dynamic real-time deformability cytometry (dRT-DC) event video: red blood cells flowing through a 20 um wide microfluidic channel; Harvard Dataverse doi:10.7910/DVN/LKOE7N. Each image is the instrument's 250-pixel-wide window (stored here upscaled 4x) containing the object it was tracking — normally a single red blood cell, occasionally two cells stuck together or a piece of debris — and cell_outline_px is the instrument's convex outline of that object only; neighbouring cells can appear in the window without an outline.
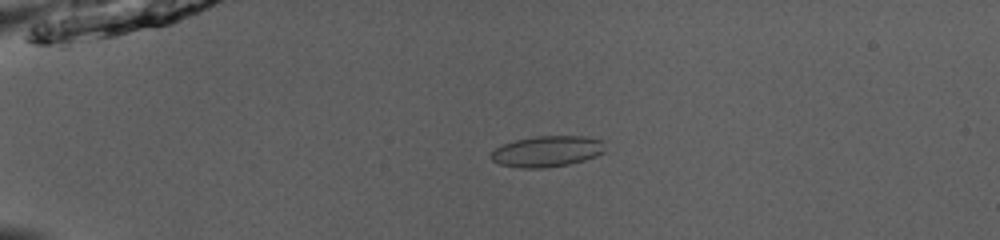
{"species": "common noctule bat (a hibernating species)", "species_latin": "Nyctalus noctula", "temperature_condition": "room temperature", "stored_images_in_passage": 53, "camera_frame_rate_fps": 3000, "um_per_image_px": 0.085, "animal": {"sex": "male", "body_mass_g": 13.0, "forearm_length_mm": 53.1}, "frame": {"image": 1, "passage_image": 14, "time_ms": 4.333, "image_size_px": [1000, 240], "cell_outline_px": [[604, 152], [596, 156], [584, 160], [568, 164], [544, 168], [520, 168], [500, 164], [492, 160], [488, 156], [496, 148], [504, 144], [516, 140], [536, 136], [584, 136], [600, 140], [604, 148]], "centroid_in_image_um": [46.47, 12.87], "position_along_channel_um": 38.5, "area_um2": 20.4}}
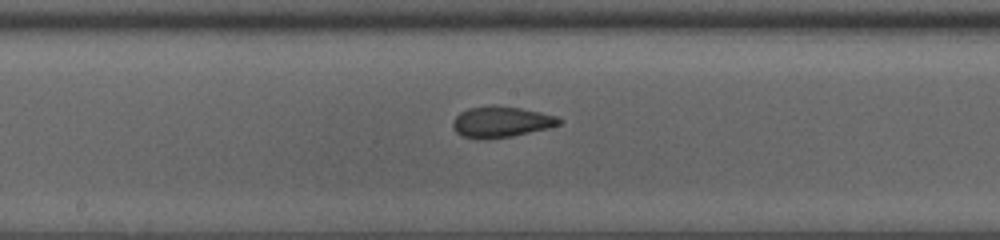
{"frame": {"image": 2, "passage_image": 30, "time_ms": 9.667, "image_size_px": [1000, 240], "cell_outline_px": [[564, 120], [560, 124], [548, 128], [512, 136], [484, 140], [476, 140], [460, 136], [452, 128], [452, 124], [456, 116], [460, 112], [468, 108], [492, 104], [496, 104], [520, 108], [540, 112], [556, 116]], "centroid_in_image_um": [42.55, 10.36], "position_along_channel_um": 205.6, "area_um2": 19.59}}
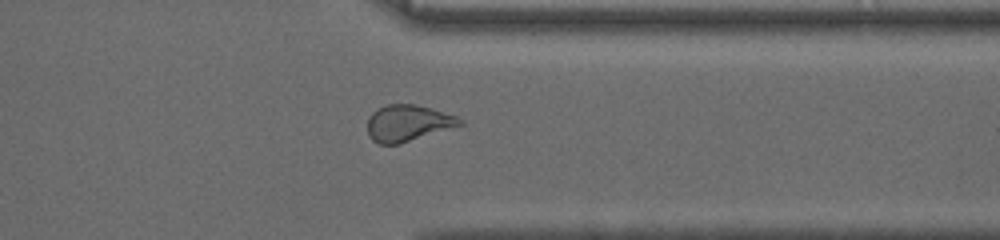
{"frame": {"image": 3, "passage_image": 43, "time_ms": 14.0, "image_size_px": [1000, 240], "cell_outline_px": [[464, 124], [400, 144], [380, 144], [372, 140], [368, 136], [368, 120], [372, 112], [388, 104], [412, 104], [428, 108], [456, 116], [464, 120]], "centroid_in_image_um": [34.66, 10.48], "position_along_channel_um": 376.7, "area_um2": 19.36}, "authors_computed_cell_mechanics": {"area_um2": 20.4034, "velocity_mm_per_s": 3.9663, "shape_relaxation_time_tau1_ms": null, "shape_relaxation_time_tau2_ms": 1.7107, "deformation_change_tau1": null, "deformation_change_tau2": 0.0387}}